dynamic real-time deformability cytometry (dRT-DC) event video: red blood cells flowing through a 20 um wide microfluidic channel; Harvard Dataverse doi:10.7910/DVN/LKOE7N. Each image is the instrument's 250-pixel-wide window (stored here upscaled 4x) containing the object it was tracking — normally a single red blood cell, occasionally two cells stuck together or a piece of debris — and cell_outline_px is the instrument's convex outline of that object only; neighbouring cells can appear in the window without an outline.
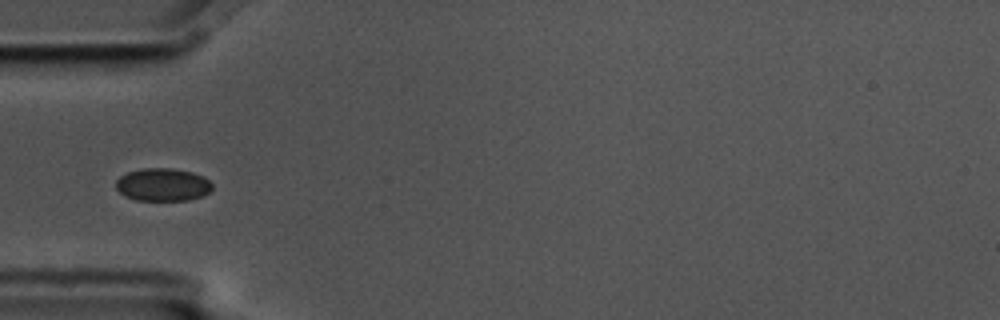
{"species": "common noctule bat (a hibernating species)", "species_latin": "Nyctalus noctula", "temperature_condition": "cold", "stored_images_in_passage": 10, "camera_frame_rate_fps": 3000, "um_per_image_px": 0.085, "animal": {"sex": "male", "body_mass_g": 17.5, "forearm_length_mm": 52.3}, "frame": {"image": 1, "passage_image": 6, "time_ms": 1.667, "image_size_px": [1000, 320], "cell_outline_px": [[212, 188], [204, 196], [188, 200], [136, 200], [124, 196], [116, 188], [116, 180], [120, 176], [128, 172], [140, 168], [172, 168], [192, 172], [204, 176], [212, 184]], "centroid_in_image_um": [13.83, 15.69], "position_along_channel_um": 71.2, "area_um2": 18.55}}